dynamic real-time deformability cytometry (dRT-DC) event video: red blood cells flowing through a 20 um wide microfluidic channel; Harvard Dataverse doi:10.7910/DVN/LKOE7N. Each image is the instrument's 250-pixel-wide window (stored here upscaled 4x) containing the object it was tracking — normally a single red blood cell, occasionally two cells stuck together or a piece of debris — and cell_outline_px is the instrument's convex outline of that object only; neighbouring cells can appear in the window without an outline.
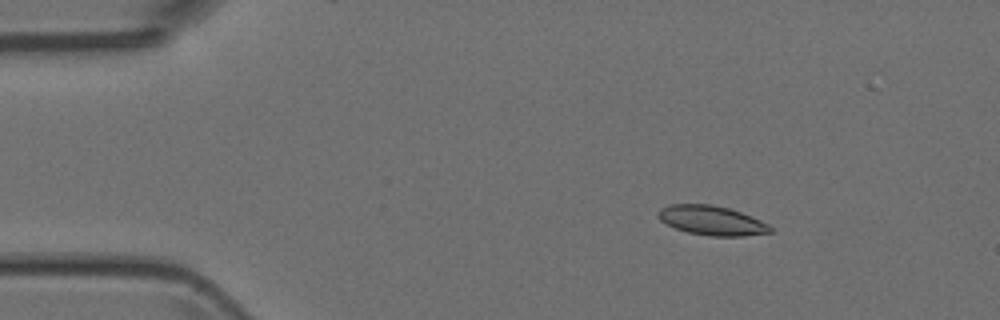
{"species": "Egyptian fruit bat (a non-hibernating species)", "species_latin": "Rousettus aegyptiacus", "temperature_condition": "room temperature", "stored_images_in_passage": 52, "camera_frame_rate_fps": 3000, "um_per_image_px": 0.085, "animal": {"sex": "female"}, "frame": {"image": 1, "passage_image": 8, "time_ms": 2.333, "image_size_px": [1000, 320], "cell_outline_px": [[772, 232], [744, 236], [708, 236], [688, 232], [676, 228], [660, 220], [656, 216], [656, 212], [660, 208], [672, 204], [712, 204], [728, 208], [752, 216], [768, 224], [772, 228]], "centroid_in_image_um": [60.48, 18.74], "position_along_channel_um": 24.5, "area_um2": 19.25}}
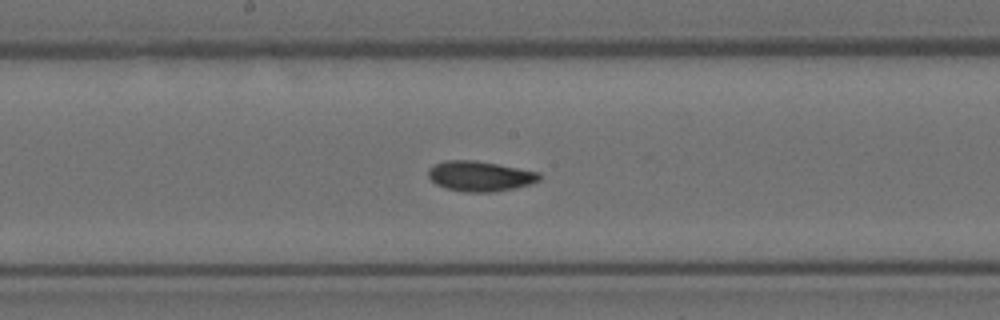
{"frame": {"image": 2, "passage_image": 27, "time_ms": 8.667, "image_size_px": [1000, 320], "cell_outline_px": [[540, 180], [532, 184], [516, 188], [492, 192], [464, 192], [444, 188], [436, 184], [428, 176], [428, 168], [436, 164], [448, 160], [476, 160], [540, 172]], "centroid_in_image_um": [40.81, 14.98], "position_along_channel_um": 207.4, "area_um2": 19.65}}
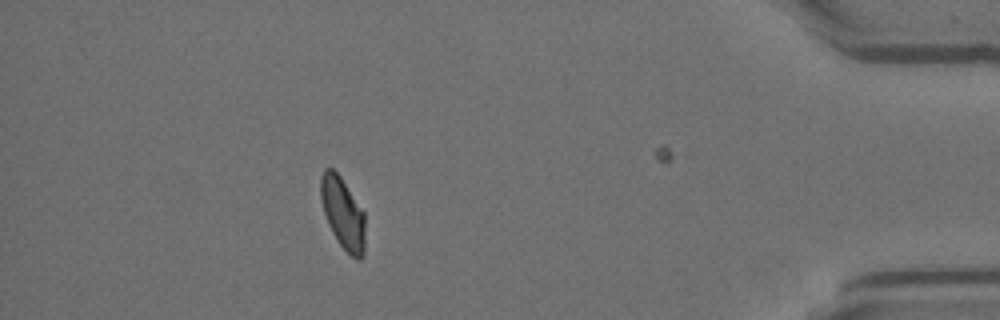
{"frame": {"image": 3, "passage_image": 46, "time_ms": 15.0, "image_size_px": [1000, 320], "cell_outline_px": [[364, 256], [360, 260], [356, 260], [340, 244], [332, 232], [328, 224], [320, 200], [320, 176], [324, 168], [332, 168], [340, 176], [364, 212]], "centroid_in_image_um": [29.12, 18.11], "position_along_channel_um": 406.1, "area_um2": 18.44}}